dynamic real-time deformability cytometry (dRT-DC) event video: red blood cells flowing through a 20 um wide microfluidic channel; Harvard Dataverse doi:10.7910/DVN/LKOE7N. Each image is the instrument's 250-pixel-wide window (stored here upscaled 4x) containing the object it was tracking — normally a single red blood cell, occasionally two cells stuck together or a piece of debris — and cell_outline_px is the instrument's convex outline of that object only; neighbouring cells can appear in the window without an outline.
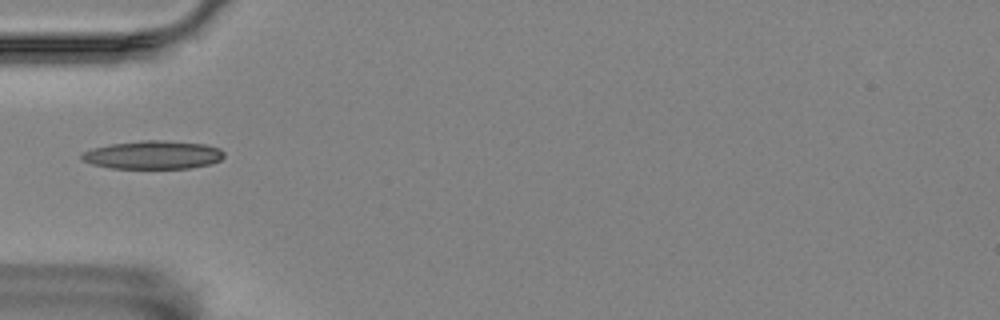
{"species": "Egyptian fruit bat (a non-hibernating species)", "species_latin": "Rousettus aegyptiacus", "temperature_condition": "room temperature", "stored_images_in_passage": 25, "camera_frame_rate_fps": 3000, "um_per_image_px": 0.085, "animal": {"sex": "female"}, "frame": {"image": 1, "passage_image": 1, "time_ms": 0.0, "image_size_px": [1000, 320], "cell_outline_px": [[224, 156], [220, 160], [212, 164], [188, 168], [112, 168], [92, 164], [80, 160], [80, 156], [84, 152], [92, 148], [112, 144], [144, 140], [164, 140], [208, 144], [220, 148], [224, 152]], "centroid_in_image_um": [13.04, 13.16], "position_along_channel_um": 72.0, "area_um2": 23.58}}
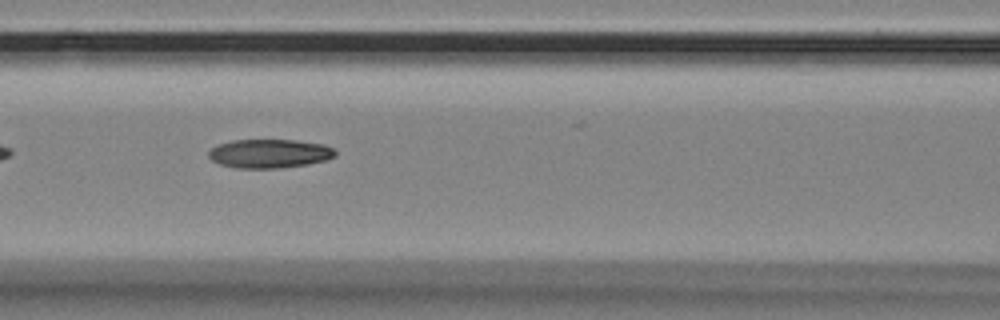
{"frame": {"image": 2, "passage_image": 7, "time_ms": 2.0, "image_size_px": [1000, 320], "cell_outline_px": [[336, 156], [324, 160], [308, 164], [280, 168], [236, 168], [220, 164], [212, 160], [208, 156], [208, 152], [212, 148], [220, 144], [232, 140], [296, 140], [324, 144], [332, 148], [336, 152]], "centroid_in_image_um": [22.91, 13.05], "position_along_channel_um": 143.7, "area_um2": 21.21}}
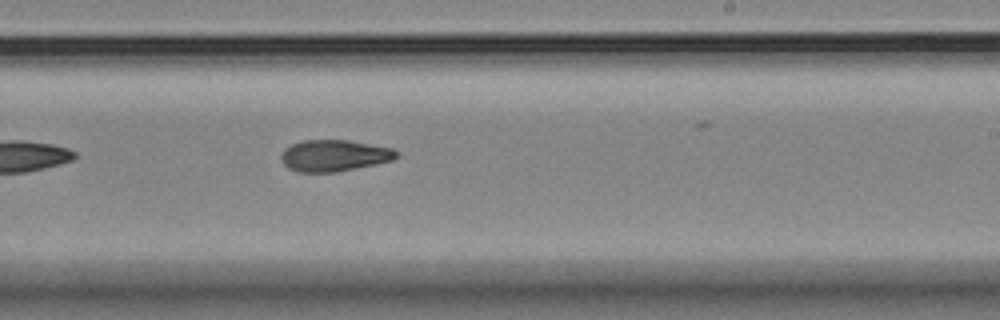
{"frame": {"image": 3, "passage_image": 17, "time_ms": 5.333, "image_size_px": [1000, 320], "cell_outline_px": [[400, 156], [392, 160], [376, 164], [336, 172], [296, 172], [288, 168], [284, 164], [280, 156], [284, 148], [292, 144], [304, 140], [348, 140], [392, 148], [400, 152]], "centroid_in_image_um": [28.41, 13.22], "position_along_channel_um": 260.6, "area_um2": 21.27}}